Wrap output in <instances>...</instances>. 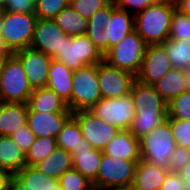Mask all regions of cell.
<instances>
[{
  "instance_id": "6da1fadb",
  "label": "cell",
  "mask_w": 190,
  "mask_h": 190,
  "mask_svg": "<svg viewBox=\"0 0 190 190\" xmlns=\"http://www.w3.org/2000/svg\"><path fill=\"white\" fill-rule=\"evenodd\" d=\"M174 3L157 2L134 15L135 31L147 45L162 44L169 39Z\"/></svg>"
},
{
  "instance_id": "7a4b0ae2",
  "label": "cell",
  "mask_w": 190,
  "mask_h": 190,
  "mask_svg": "<svg viewBox=\"0 0 190 190\" xmlns=\"http://www.w3.org/2000/svg\"><path fill=\"white\" fill-rule=\"evenodd\" d=\"M139 160H124L102 154L94 190H130Z\"/></svg>"
},
{
  "instance_id": "3957f363",
  "label": "cell",
  "mask_w": 190,
  "mask_h": 190,
  "mask_svg": "<svg viewBox=\"0 0 190 190\" xmlns=\"http://www.w3.org/2000/svg\"><path fill=\"white\" fill-rule=\"evenodd\" d=\"M176 146L170 122L165 120L160 126L140 138L141 159L169 169L170 158Z\"/></svg>"
},
{
  "instance_id": "277c9868",
  "label": "cell",
  "mask_w": 190,
  "mask_h": 190,
  "mask_svg": "<svg viewBox=\"0 0 190 190\" xmlns=\"http://www.w3.org/2000/svg\"><path fill=\"white\" fill-rule=\"evenodd\" d=\"M98 64L85 65L73 72L71 100L67 103L72 112L89 110L100 99Z\"/></svg>"
},
{
  "instance_id": "5b68a950",
  "label": "cell",
  "mask_w": 190,
  "mask_h": 190,
  "mask_svg": "<svg viewBox=\"0 0 190 190\" xmlns=\"http://www.w3.org/2000/svg\"><path fill=\"white\" fill-rule=\"evenodd\" d=\"M147 44L134 30L104 54V61L112 67L137 75Z\"/></svg>"
},
{
  "instance_id": "8992f818",
  "label": "cell",
  "mask_w": 190,
  "mask_h": 190,
  "mask_svg": "<svg viewBox=\"0 0 190 190\" xmlns=\"http://www.w3.org/2000/svg\"><path fill=\"white\" fill-rule=\"evenodd\" d=\"M32 92L20 61L14 55L7 58L0 77V102L27 104Z\"/></svg>"
},
{
  "instance_id": "52a82bcc",
  "label": "cell",
  "mask_w": 190,
  "mask_h": 190,
  "mask_svg": "<svg viewBox=\"0 0 190 190\" xmlns=\"http://www.w3.org/2000/svg\"><path fill=\"white\" fill-rule=\"evenodd\" d=\"M72 71L104 61V55L86 35L67 36L61 51L53 58Z\"/></svg>"
},
{
  "instance_id": "ba28073f",
  "label": "cell",
  "mask_w": 190,
  "mask_h": 190,
  "mask_svg": "<svg viewBox=\"0 0 190 190\" xmlns=\"http://www.w3.org/2000/svg\"><path fill=\"white\" fill-rule=\"evenodd\" d=\"M37 19L35 14L4 12L2 38L13 53L30 47Z\"/></svg>"
},
{
  "instance_id": "9c48e42d",
  "label": "cell",
  "mask_w": 190,
  "mask_h": 190,
  "mask_svg": "<svg viewBox=\"0 0 190 190\" xmlns=\"http://www.w3.org/2000/svg\"><path fill=\"white\" fill-rule=\"evenodd\" d=\"M88 111L120 130H129L135 116L131 94L119 98H101Z\"/></svg>"
},
{
  "instance_id": "30bf717a",
  "label": "cell",
  "mask_w": 190,
  "mask_h": 190,
  "mask_svg": "<svg viewBox=\"0 0 190 190\" xmlns=\"http://www.w3.org/2000/svg\"><path fill=\"white\" fill-rule=\"evenodd\" d=\"M78 122L82 136L94 149L103 150L120 131L117 127L95 117L88 110H79L72 113Z\"/></svg>"
},
{
  "instance_id": "8fae6325",
  "label": "cell",
  "mask_w": 190,
  "mask_h": 190,
  "mask_svg": "<svg viewBox=\"0 0 190 190\" xmlns=\"http://www.w3.org/2000/svg\"><path fill=\"white\" fill-rule=\"evenodd\" d=\"M98 80L102 98H119L130 94L136 77L102 61L98 63Z\"/></svg>"
},
{
  "instance_id": "7c38bea8",
  "label": "cell",
  "mask_w": 190,
  "mask_h": 190,
  "mask_svg": "<svg viewBox=\"0 0 190 190\" xmlns=\"http://www.w3.org/2000/svg\"><path fill=\"white\" fill-rule=\"evenodd\" d=\"M13 55L20 61L33 90L47 87L52 57L31 47L18 50Z\"/></svg>"
},
{
  "instance_id": "4fadbf2b",
  "label": "cell",
  "mask_w": 190,
  "mask_h": 190,
  "mask_svg": "<svg viewBox=\"0 0 190 190\" xmlns=\"http://www.w3.org/2000/svg\"><path fill=\"white\" fill-rule=\"evenodd\" d=\"M171 69L172 65L164 46L147 45L141 68L135 77L138 82L153 86Z\"/></svg>"
},
{
  "instance_id": "5bb4252c",
  "label": "cell",
  "mask_w": 190,
  "mask_h": 190,
  "mask_svg": "<svg viewBox=\"0 0 190 190\" xmlns=\"http://www.w3.org/2000/svg\"><path fill=\"white\" fill-rule=\"evenodd\" d=\"M66 38L67 34L53 19L38 18L30 47L53 59L61 51Z\"/></svg>"
},
{
  "instance_id": "9a60e30c",
  "label": "cell",
  "mask_w": 190,
  "mask_h": 190,
  "mask_svg": "<svg viewBox=\"0 0 190 190\" xmlns=\"http://www.w3.org/2000/svg\"><path fill=\"white\" fill-rule=\"evenodd\" d=\"M113 0L108 6L96 11L89 19L86 36L104 55L112 47L111 14L116 8Z\"/></svg>"
},
{
  "instance_id": "2e32d148",
  "label": "cell",
  "mask_w": 190,
  "mask_h": 190,
  "mask_svg": "<svg viewBox=\"0 0 190 190\" xmlns=\"http://www.w3.org/2000/svg\"><path fill=\"white\" fill-rule=\"evenodd\" d=\"M130 94L132 96L135 114L141 116H168V105L152 85L135 80Z\"/></svg>"
},
{
  "instance_id": "e0dca14e",
  "label": "cell",
  "mask_w": 190,
  "mask_h": 190,
  "mask_svg": "<svg viewBox=\"0 0 190 190\" xmlns=\"http://www.w3.org/2000/svg\"><path fill=\"white\" fill-rule=\"evenodd\" d=\"M72 113L28 112L27 125L35 137H57Z\"/></svg>"
},
{
  "instance_id": "ac0fdd59",
  "label": "cell",
  "mask_w": 190,
  "mask_h": 190,
  "mask_svg": "<svg viewBox=\"0 0 190 190\" xmlns=\"http://www.w3.org/2000/svg\"><path fill=\"white\" fill-rule=\"evenodd\" d=\"M102 154V150L92 148L91 144L82 138L81 144L71 153L73 168L93 182L97 178Z\"/></svg>"
},
{
  "instance_id": "d6986e66",
  "label": "cell",
  "mask_w": 190,
  "mask_h": 190,
  "mask_svg": "<svg viewBox=\"0 0 190 190\" xmlns=\"http://www.w3.org/2000/svg\"><path fill=\"white\" fill-rule=\"evenodd\" d=\"M169 171L140 159L130 190H160Z\"/></svg>"
},
{
  "instance_id": "ffe728a7",
  "label": "cell",
  "mask_w": 190,
  "mask_h": 190,
  "mask_svg": "<svg viewBox=\"0 0 190 190\" xmlns=\"http://www.w3.org/2000/svg\"><path fill=\"white\" fill-rule=\"evenodd\" d=\"M27 106L28 112L73 113L67 103L47 87L33 90Z\"/></svg>"
},
{
  "instance_id": "44dd1931",
  "label": "cell",
  "mask_w": 190,
  "mask_h": 190,
  "mask_svg": "<svg viewBox=\"0 0 190 190\" xmlns=\"http://www.w3.org/2000/svg\"><path fill=\"white\" fill-rule=\"evenodd\" d=\"M102 151L104 154L124 160H140V139L130 130H120Z\"/></svg>"
},
{
  "instance_id": "7402d4cb",
  "label": "cell",
  "mask_w": 190,
  "mask_h": 190,
  "mask_svg": "<svg viewBox=\"0 0 190 190\" xmlns=\"http://www.w3.org/2000/svg\"><path fill=\"white\" fill-rule=\"evenodd\" d=\"M27 115V104L0 102V136H11L25 126Z\"/></svg>"
},
{
  "instance_id": "603a6c76",
  "label": "cell",
  "mask_w": 190,
  "mask_h": 190,
  "mask_svg": "<svg viewBox=\"0 0 190 190\" xmlns=\"http://www.w3.org/2000/svg\"><path fill=\"white\" fill-rule=\"evenodd\" d=\"M73 72L62 62L51 60L47 88L53 90L65 103L71 100Z\"/></svg>"
},
{
  "instance_id": "cb8c5ba5",
  "label": "cell",
  "mask_w": 190,
  "mask_h": 190,
  "mask_svg": "<svg viewBox=\"0 0 190 190\" xmlns=\"http://www.w3.org/2000/svg\"><path fill=\"white\" fill-rule=\"evenodd\" d=\"M26 166L25 152L10 136H0V169L15 176Z\"/></svg>"
},
{
  "instance_id": "d4e9b609",
  "label": "cell",
  "mask_w": 190,
  "mask_h": 190,
  "mask_svg": "<svg viewBox=\"0 0 190 190\" xmlns=\"http://www.w3.org/2000/svg\"><path fill=\"white\" fill-rule=\"evenodd\" d=\"M153 86L168 105L177 96L187 91L185 70L171 69Z\"/></svg>"
},
{
  "instance_id": "484cf974",
  "label": "cell",
  "mask_w": 190,
  "mask_h": 190,
  "mask_svg": "<svg viewBox=\"0 0 190 190\" xmlns=\"http://www.w3.org/2000/svg\"><path fill=\"white\" fill-rule=\"evenodd\" d=\"M33 167L49 177L59 179L64 172L73 168L72 156L63 148L56 147L46 159L36 163Z\"/></svg>"
},
{
  "instance_id": "4316f807",
  "label": "cell",
  "mask_w": 190,
  "mask_h": 190,
  "mask_svg": "<svg viewBox=\"0 0 190 190\" xmlns=\"http://www.w3.org/2000/svg\"><path fill=\"white\" fill-rule=\"evenodd\" d=\"M53 20L67 36L85 35L88 19L81 16L75 9L68 6L61 10Z\"/></svg>"
},
{
  "instance_id": "83f0119b",
  "label": "cell",
  "mask_w": 190,
  "mask_h": 190,
  "mask_svg": "<svg viewBox=\"0 0 190 190\" xmlns=\"http://www.w3.org/2000/svg\"><path fill=\"white\" fill-rule=\"evenodd\" d=\"M15 177L30 190H53L59 184L58 179L43 174L33 166L24 167Z\"/></svg>"
},
{
  "instance_id": "f1b7e54d",
  "label": "cell",
  "mask_w": 190,
  "mask_h": 190,
  "mask_svg": "<svg viewBox=\"0 0 190 190\" xmlns=\"http://www.w3.org/2000/svg\"><path fill=\"white\" fill-rule=\"evenodd\" d=\"M169 56L172 69L186 70L190 66V40L168 39L162 43Z\"/></svg>"
},
{
  "instance_id": "f546056e",
  "label": "cell",
  "mask_w": 190,
  "mask_h": 190,
  "mask_svg": "<svg viewBox=\"0 0 190 190\" xmlns=\"http://www.w3.org/2000/svg\"><path fill=\"white\" fill-rule=\"evenodd\" d=\"M112 47L135 30L134 15L116 7L111 14Z\"/></svg>"
},
{
  "instance_id": "4dcf8cb0",
  "label": "cell",
  "mask_w": 190,
  "mask_h": 190,
  "mask_svg": "<svg viewBox=\"0 0 190 190\" xmlns=\"http://www.w3.org/2000/svg\"><path fill=\"white\" fill-rule=\"evenodd\" d=\"M82 138L81 128L76 119L71 116L56 137L57 147L72 153L81 144Z\"/></svg>"
},
{
  "instance_id": "1f68e13d",
  "label": "cell",
  "mask_w": 190,
  "mask_h": 190,
  "mask_svg": "<svg viewBox=\"0 0 190 190\" xmlns=\"http://www.w3.org/2000/svg\"><path fill=\"white\" fill-rule=\"evenodd\" d=\"M57 147L55 137H36L29 150L25 153L26 165L34 166L46 159Z\"/></svg>"
},
{
  "instance_id": "d6a6232c",
  "label": "cell",
  "mask_w": 190,
  "mask_h": 190,
  "mask_svg": "<svg viewBox=\"0 0 190 190\" xmlns=\"http://www.w3.org/2000/svg\"><path fill=\"white\" fill-rule=\"evenodd\" d=\"M58 182L63 190H94L92 181L74 168L64 172Z\"/></svg>"
},
{
  "instance_id": "836d02e7",
  "label": "cell",
  "mask_w": 190,
  "mask_h": 190,
  "mask_svg": "<svg viewBox=\"0 0 190 190\" xmlns=\"http://www.w3.org/2000/svg\"><path fill=\"white\" fill-rule=\"evenodd\" d=\"M167 117L168 116H141V114H135L133 124L129 130L136 138L140 139L160 126L167 120Z\"/></svg>"
},
{
  "instance_id": "e575fe53",
  "label": "cell",
  "mask_w": 190,
  "mask_h": 190,
  "mask_svg": "<svg viewBox=\"0 0 190 190\" xmlns=\"http://www.w3.org/2000/svg\"><path fill=\"white\" fill-rule=\"evenodd\" d=\"M167 119L190 120V92L185 91L168 104Z\"/></svg>"
},
{
  "instance_id": "d590c367",
  "label": "cell",
  "mask_w": 190,
  "mask_h": 190,
  "mask_svg": "<svg viewBox=\"0 0 190 190\" xmlns=\"http://www.w3.org/2000/svg\"><path fill=\"white\" fill-rule=\"evenodd\" d=\"M69 4L70 0H36L34 14L41 19H53Z\"/></svg>"
},
{
  "instance_id": "8d00e7d4",
  "label": "cell",
  "mask_w": 190,
  "mask_h": 190,
  "mask_svg": "<svg viewBox=\"0 0 190 190\" xmlns=\"http://www.w3.org/2000/svg\"><path fill=\"white\" fill-rule=\"evenodd\" d=\"M169 39L190 40V17L180 13L176 9L171 18Z\"/></svg>"
},
{
  "instance_id": "74e56055",
  "label": "cell",
  "mask_w": 190,
  "mask_h": 190,
  "mask_svg": "<svg viewBox=\"0 0 190 190\" xmlns=\"http://www.w3.org/2000/svg\"><path fill=\"white\" fill-rule=\"evenodd\" d=\"M177 146L190 149V120L167 119Z\"/></svg>"
},
{
  "instance_id": "f35d334b",
  "label": "cell",
  "mask_w": 190,
  "mask_h": 190,
  "mask_svg": "<svg viewBox=\"0 0 190 190\" xmlns=\"http://www.w3.org/2000/svg\"><path fill=\"white\" fill-rule=\"evenodd\" d=\"M113 0H70L69 6L89 19L96 11L108 6Z\"/></svg>"
},
{
  "instance_id": "ab89813d",
  "label": "cell",
  "mask_w": 190,
  "mask_h": 190,
  "mask_svg": "<svg viewBox=\"0 0 190 190\" xmlns=\"http://www.w3.org/2000/svg\"><path fill=\"white\" fill-rule=\"evenodd\" d=\"M119 9L136 15L145 10L148 6L157 3V0H114Z\"/></svg>"
},
{
  "instance_id": "60d3db41",
  "label": "cell",
  "mask_w": 190,
  "mask_h": 190,
  "mask_svg": "<svg viewBox=\"0 0 190 190\" xmlns=\"http://www.w3.org/2000/svg\"><path fill=\"white\" fill-rule=\"evenodd\" d=\"M10 137L25 153L29 150L36 138L27 124L20 127V129L15 131Z\"/></svg>"
},
{
  "instance_id": "b9f144b4",
  "label": "cell",
  "mask_w": 190,
  "mask_h": 190,
  "mask_svg": "<svg viewBox=\"0 0 190 190\" xmlns=\"http://www.w3.org/2000/svg\"><path fill=\"white\" fill-rule=\"evenodd\" d=\"M190 161V149L176 146L170 158L169 170L171 172H178Z\"/></svg>"
},
{
  "instance_id": "7bdbcfd3",
  "label": "cell",
  "mask_w": 190,
  "mask_h": 190,
  "mask_svg": "<svg viewBox=\"0 0 190 190\" xmlns=\"http://www.w3.org/2000/svg\"><path fill=\"white\" fill-rule=\"evenodd\" d=\"M3 11L34 14L35 2L33 0H8Z\"/></svg>"
},
{
  "instance_id": "ee69618b",
  "label": "cell",
  "mask_w": 190,
  "mask_h": 190,
  "mask_svg": "<svg viewBox=\"0 0 190 190\" xmlns=\"http://www.w3.org/2000/svg\"><path fill=\"white\" fill-rule=\"evenodd\" d=\"M183 177L176 172L169 171L160 190H183Z\"/></svg>"
},
{
  "instance_id": "f6af8a7d",
  "label": "cell",
  "mask_w": 190,
  "mask_h": 190,
  "mask_svg": "<svg viewBox=\"0 0 190 190\" xmlns=\"http://www.w3.org/2000/svg\"><path fill=\"white\" fill-rule=\"evenodd\" d=\"M183 177V190H190V161L177 172Z\"/></svg>"
},
{
  "instance_id": "bcb514c9",
  "label": "cell",
  "mask_w": 190,
  "mask_h": 190,
  "mask_svg": "<svg viewBox=\"0 0 190 190\" xmlns=\"http://www.w3.org/2000/svg\"><path fill=\"white\" fill-rule=\"evenodd\" d=\"M175 7L180 13L190 17V0H178Z\"/></svg>"
},
{
  "instance_id": "7dc6e473",
  "label": "cell",
  "mask_w": 190,
  "mask_h": 190,
  "mask_svg": "<svg viewBox=\"0 0 190 190\" xmlns=\"http://www.w3.org/2000/svg\"><path fill=\"white\" fill-rule=\"evenodd\" d=\"M8 190H30L25 185H23L15 176L10 178L8 184Z\"/></svg>"
},
{
  "instance_id": "c3c4849f",
  "label": "cell",
  "mask_w": 190,
  "mask_h": 190,
  "mask_svg": "<svg viewBox=\"0 0 190 190\" xmlns=\"http://www.w3.org/2000/svg\"><path fill=\"white\" fill-rule=\"evenodd\" d=\"M11 177L12 176L8 172L0 169V190H8V184Z\"/></svg>"
},
{
  "instance_id": "681fc988",
  "label": "cell",
  "mask_w": 190,
  "mask_h": 190,
  "mask_svg": "<svg viewBox=\"0 0 190 190\" xmlns=\"http://www.w3.org/2000/svg\"><path fill=\"white\" fill-rule=\"evenodd\" d=\"M13 55V52L6 45L2 35H0V56L9 58Z\"/></svg>"
},
{
  "instance_id": "f907efd6",
  "label": "cell",
  "mask_w": 190,
  "mask_h": 190,
  "mask_svg": "<svg viewBox=\"0 0 190 190\" xmlns=\"http://www.w3.org/2000/svg\"><path fill=\"white\" fill-rule=\"evenodd\" d=\"M185 73H186L187 91L190 92V66L185 70Z\"/></svg>"
},
{
  "instance_id": "816d5d0a",
  "label": "cell",
  "mask_w": 190,
  "mask_h": 190,
  "mask_svg": "<svg viewBox=\"0 0 190 190\" xmlns=\"http://www.w3.org/2000/svg\"><path fill=\"white\" fill-rule=\"evenodd\" d=\"M6 57H2L0 56V77H1V74H2V70H3V67H4V64L6 62Z\"/></svg>"
},
{
  "instance_id": "f5cc1de1",
  "label": "cell",
  "mask_w": 190,
  "mask_h": 190,
  "mask_svg": "<svg viewBox=\"0 0 190 190\" xmlns=\"http://www.w3.org/2000/svg\"><path fill=\"white\" fill-rule=\"evenodd\" d=\"M3 16H4V11L2 9H0V25H1L2 21H3ZM0 35H2L1 28H0Z\"/></svg>"
},
{
  "instance_id": "db71d44e",
  "label": "cell",
  "mask_w": 190,
  "mask_h": 190,
  "mask_svg": "<svg viewBox=\"0 0 190 190\" xmlns=\"http://www.w3.org/2000/svg\"><path fill=\"white\" fill-rule=\"evenodd\" d=\"M7 1H8V0H0V9L3 10L4 5H5V3H6Z\"/></svg>"
},
{
  "instance_id": "11a10c76",
  "label": "cell",
  "mask_w": 190,
  "mask_h": 190,
  "mask_svg": "<svg viewBox=\"0 0 190 190\" xmlns=\"http://www.w3.org/2000/svg\"><path fill=\"white\" fill-rule=\"evenodd\" d=\"M158 2H170V3H174V0H157Z\"/></svg>"
},
{
  "instance_id": "9f6ffc18",
  "label": "cell",
  "mask_w": 190,
  "mask_h": 190,
  "mask_svg": "<svg viewBox=\"0 0 190 190\" xmlns=\"http://www.w3.org/2000/svg\"><path fill=\"white\" fill-rule=\"evenodd\" d=\"M53 190H63L60 185L58 184L55 188H53Z\"/></svg>"
}]
</instances>
